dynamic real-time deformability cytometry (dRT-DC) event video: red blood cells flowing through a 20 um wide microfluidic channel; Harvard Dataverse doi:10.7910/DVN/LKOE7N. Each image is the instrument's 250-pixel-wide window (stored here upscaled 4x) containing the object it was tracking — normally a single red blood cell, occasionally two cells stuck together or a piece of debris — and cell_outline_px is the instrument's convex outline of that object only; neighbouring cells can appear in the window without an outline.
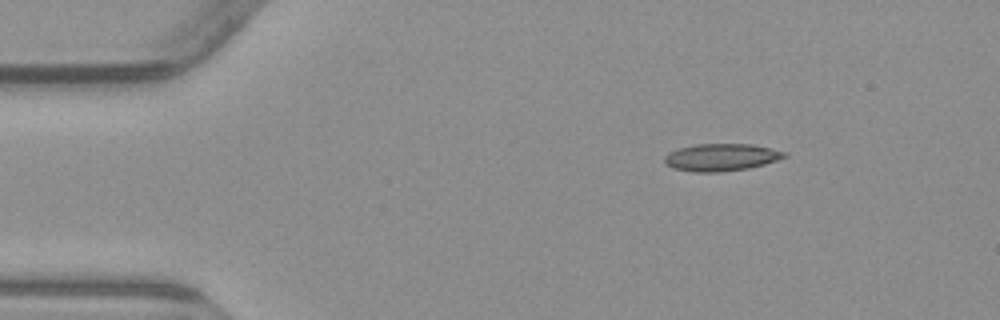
{"species": "common noctule bat (a hibernating species)", "species_latin": "Nyctalus noctula", "temperature_condition": "warm", "stored_images_in_passage": 4, "camera_frame_rate_fps": 3000, "um_per_image_px": 0.085, "animal": {"sex": "male", "body_mass_g": 23.1, "forearm_length_mm": 52.7}, "frame": {"image": 1, "passage_image": 1, "time_ms": 0.0, "image_size_px": [1000, 320], "cell_outline_px": [[788, 156], [764, 164], [748, 168], [720, 172], [692, 172], [672, 168], [664, 164], [664, 156], [668, 152], [680, 148], [696, 144], [752, 144], [772, 148], [788, 152]], "centroid_in_image_um": [61.29, 13.37], "position_along_channel_um": 23.7, "area_um2": 19.25}}
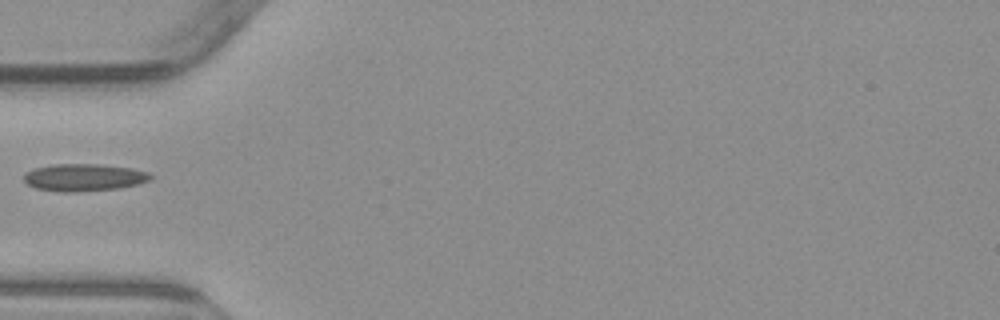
{"frame": {"image": 2, "passage_image": 4, "time_ms": 3.333, "image_size_px": [1000, 320], "cell_outline_px": [[152, 176], [148, 180], [140, 184], [120, 188], [76, 192], [60, 192], [36, 188], [28, 184], [24, 180], [24, 176], [28, 172], [36, 168], [52, 164], [100, 164], [132, 168], [148, 172]], "centroid_in_image_um": [7.16, 15.08], "position_along_channel_um": 77.8, "area_um2": 20.11}}